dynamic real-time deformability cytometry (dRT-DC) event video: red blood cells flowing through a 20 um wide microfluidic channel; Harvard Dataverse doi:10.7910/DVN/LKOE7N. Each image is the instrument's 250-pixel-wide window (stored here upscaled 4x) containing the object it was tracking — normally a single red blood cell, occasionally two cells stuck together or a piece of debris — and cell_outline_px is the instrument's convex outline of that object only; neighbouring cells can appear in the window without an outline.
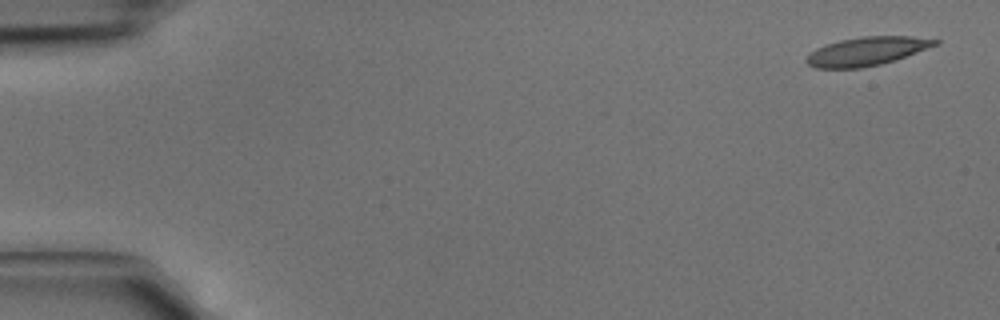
{"species": "common noctule bat (a hibernating species)", "species_latin": "Nyctalus noctula", "temperature_condition": "cold", "stored_images_in_passage": 3, "camera_frame_rate_fps": 3000, "um_per_image_px": 0.085, "animal": {"sex": "male", "body_mass_g": 15.6}, "frame": {"image": 1, "passage_image": 1, "time_ms": 0.0, "image_size_px": [1000, 320], "cell_outline_px": [[940, 44], [896, 60], [880, 64], [860, 68], [816, 68], [808, 64], [804, 60], [816, 48], [824, 44], [840, 40], [864, 36], [912, 36], [940, 40]], "centroid_in_image_um": [73.7, 4.35], "position_along_channel_um": 11.3, "area_um2": 21.5}}
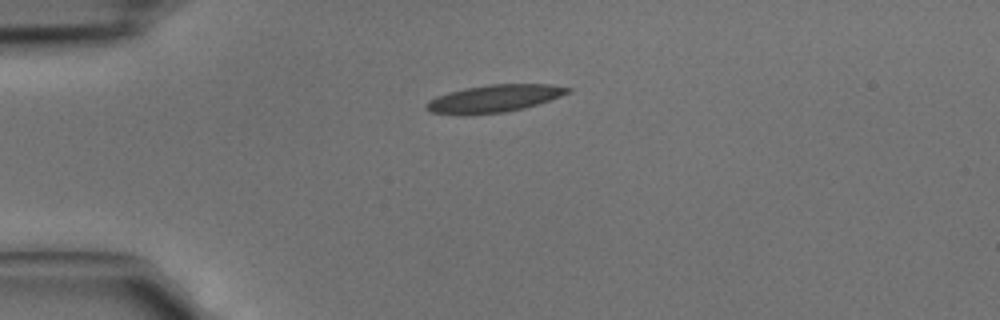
{"frame": {"image": 2, "passage_image": 3, "time_ms": 0.667, "image_size_px": [1000, 320], "cell_outline_px": [[572, 88], [568, 92], [560, 96], [524, 108], [504, 112], [468, 116], [432, 112], [424, 108], [424, 104], [428, 100], [436, 96], [448, 92], [464, 88], [488, 84], [552, 84]], "centroid_in_image_um": [41.93, 8.38], "position_along_channel_um": 43.1, "area_um2": 22.77}}